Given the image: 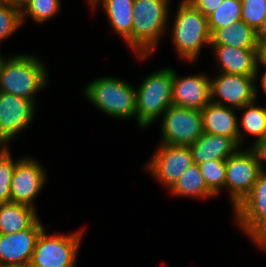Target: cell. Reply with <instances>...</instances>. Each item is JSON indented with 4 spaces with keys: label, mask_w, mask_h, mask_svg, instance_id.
I'll list each match as a JSON object with an SVG mask.
<instances>
[{
    "label": "cell",
    "mask_w": 266,
    "mask_h": 267,
    "mask_svg": "<svg viewBox=\"0 0 266 267\" xmlns=\"http://www.w3.org/2000/svg\"><path fill=\"white\" fill-rule=\"evenodd\" d=\"M10 152L8 146L0 148V203L11 202L10 183L18 160Z\"/></svg>",
    "instance_id": "28"
},
{
    "label": "cell",
    "mask_w": 266,
    "mask_h": 267,
    "mask_svg": "<svg viewBox=\"0 0 266 267\" xmlns=\"http://www.w3.org/2000/svg\"><path fill=\"white\" fill-rule=\"evenodd\" d=\"M89 6H92L97 0H86Z\"/></svg>",
    "instance_id": "38"
},
{
    "label": "cell",
    "mask_w": 266,
    "mask_h": 267,
    "mask_svg": "<svg viewBox=\"0 0 266 267\" xmlns=\"http://www.w3.org/2000/svg\"><path fill=\"white\" fill-rule=\"evenodd\" d=\"M189 147L194 164L207 160H226L240 148L232 138L205 132Z\"/></svg>",
    "instance_id": "18"
},
{
    "label": "cell",
    "mask_w": 266,
    "mask_h": 267,
    "mask_svg": "<svg viewBox=\"0 0 266 267\" xmlns=\"http://www.w3.org/2000/svg\"><path fill=\"white\" fill-rule=\"evenodd\" d=\"M256 83L255 76L218 72L215 77H210L211 101L235 109L242 108L258 98Z\"/></svg>",
    "instance_id": "10"
},
{
    "label": "cell",
    "mask_w": 266,
    "mask_h": 267,
    "mask_svg": "<svg viewBox=\"0 0 266 267\" xmlns=\"http://www.w3.org/2000/svg\"><path fill=\"white\" fill-rule=\"evenodd\" d=\"M44 228L39 218L26 230L0 233V267L29 265L36 241Z\"/></svg>",
    "instance_id": "14"
},
{
    "label": "cell",
    "mask_w": 266,
    "mask_h": 267,
    "mask_svg": "<svg viewBox=\"0 0 266 267\" xmlns=\"http://www.w3.org/2000/svg\"><path fill=\"white\" fill-rule=\"evenodd\" d=\"M177 7L172 24V40L178 57L191 63L204 46H210L208 20L186 0H181Z\"/></svg>",
    "instance_id": "4"
},
{
    "label": "cell",
    "mask_w": 266,
    "mask_h": 267,
    "mask_svg": "<svg viewBox=\"0 0 266 267\" xmlns=\"http://www.w3.org/2000/svg\"><path fill=\"white\" fill-rule=\"evenodd\" d=\"M211 102L210 76H179L173 69L172 105L202 110Z\"/></svg>",
    "instance_id": "15"
},
{
    "label": "cell",
    "mask_w": 266,
    "mask_h": 267,
    "mask_svg": "<svg viewBox=\"0 0 266 267\" xmlns=\"http://www.w3.org/2000/svg\"><path fill=\"white\" fill-rule=\"evenodd\" d=\"M102 5L108 22L132 50V26L134 0H97L91 8Z\"/></svg>",
    "instance_id": "19"
},
{
    "label": "cell",
    "mask_w": 266,
    "mask_h": 267,
    "mask_svg": "<svg viewBox=\"0 0 266 267\" xmlns=\"http://www.w3.org/2000/svg\"><path fill=\"white\" fill-rule=\"evenodd\" d=\"M262 67H264V73L263 75L261 76V87L263 89V92L266 94V65H261Z\"/></svg>",
    "instance_id": "34"
},
{
    "label": "cell",
    "mask_w": 266,
    "mask_h": 267,
    "mask_svg": "<svg viewBox=\"0 0 266 267\" xmlns=\"http://www.w3.org/2000/svg\"><path fill=\"white\" fill-rule=\"evenodd\" d=\"M195 9H198L204 16L213 13L223 2V0H186Z\"/></svg>",
    "instance_id": "30"
},
{
    "label": "cell",
    "mask_w": 266,
    "mask_h": 267,
    "mask_svg": "<svg viewBox=\"0 0 266 267\" xmlns=\"http://www.w3.org/2000/svg\"><path fill=\"white\" fill-rule=\"evenodd\" d=\"M256 156L257 162L262 171L264 169V162L266 163V137L257 142L252 143V146L249 147Z\"/></svg>",
    "instance_id": "31"
},
{
    "label": "cell",
    "mask_w": 266,
    "mask_h": 267,
    "mask_svg": "<svg viewBox=\"0 0 266 267\" xmlns=\"http://www.w3.org/2000/svg\"><path fill=\"white\" fill-rule=\"evenodd\" d=\"M262 170L251 149L241 147L226 159L225 189L233 209L250 193Z\"/></svg>",
    "instance_id": "8"
},
{
    "label": "cell",
    "mask_w": 266,
    "mask_h": 267,
    "mask_svg": "<svg viewBox=\"0 0 266 267\" xmlns=\"http://www.w3.org/2000/svg\"><path fill=\"white\" fill-rule=\"evenodd\" d=\"M39 219L36 208L8 202L0 203V233L10 234L30 228Z\"/></svg>",
    "instance_id": "20"
},
{
    "label": "cell",
    "mask_w": 266,
    "mask_h": 267,
    "mask_svg": "<svg viewBox=\"0 0 266 267\" xmlns=\"http://www.w3.org/2000/svg\"><path fill=\"white\" fill-rule=\"evenodd\" d=\"M193 164L189 146L159 145L145 169L170 190L179 177Z\"/></svg>",
    "instance_id": "11"
},
{
    "label": "cell",
    "mask_w": 266,
    "mask_h": 267,
    "mask_svg": "<svg viewBox=\"0 0 266 267\" xmlns=\"http://www.w3.org/2000/svg\"><path fill=\"white\" fill-rule=\"evenodd\" d=\"M234 212L236 225L253 243L266 231V171L261 172Z\"/></svg>",
    "instance_id": "9"
},
{
    "label": "cell",
    "mask_w": 266,
    "mask_h": 267,
    "mask_svg": "<svg viewBox=\"0 0 266 267\" xmlns=\"http://www.w3.org/2000/svg\"><path fill=\"white\" fill-rule=\"evenodd\" d=\"M214 102L207 104L202 110L203 130L211 135H222L232 138L239 145L237 110Z\"/></svg>",
    "instance_id": "17"
},
{
    "label": "cell",
    "mask_w": 266,
    "mask_h": 267,
    "mask_svg": "<svg viewBox=\"0 0 266 267\" xmlns=\"http://www.w3.org/2000/svg\"><path fill=\"white\" fill-rule=\"evenodd\" d=\"M46 65L28 54L2 57L0 61V92L24 97L36 103V94L48 83Z\"/></svg>",
    "instance_id": "2"
},
{
    "label": "cell",
    "mask_w": 266,
    "mask_h": 267,
    "mask_svg": "<svg viewBox=\"0 0 266 267\" xmlns=\"http://www.w3.org/2000/svg\"><path fill=\"white\" fill-rule=\"evenodd\" d=\"M257 41H266V17L263 20L261 27L256 32Z\"/></svg>",
    "instance_id": "33"
},
{
    "label": "cell",
    "mask_w": 266,
    "mask_h": 267,
    "mask_svg": "<svg viewBox=\"0 0 266 267\" xmlns=\"http://www.w3.org/2000/svg\"><path fill=\"white\" fill-rule=\"evenodd\" d=\"M35 104L27 98L0 92V144L2 146H8L12 139L30 127L36 112Z\"/></svg>",
    "instance_id": "12"
},
{
    "label": "cell",
    "mask_w": 266,
    "mask_h": 267,
    "mask_svg": "<svg viewBox=\"0 0 266 267\" xmlns=\"http://www.w3.org/2000/svg\"><path fill=\"white\" fill-rule=\"evenodd\" d=\"M257 246L266 251V236L257 244Z\"/></svg>",
    "instance_id": "36"
},
{
    "label": "cell",
    "mask_w": 266,
    "mask_h": 267,
    "mask_svg": "<svg viewBox=\"0 0 266 267\" xmlns=\"http://www.w3.org/2000/svg\"><path fill=\"white\" fill-rule=\"evenodd\" d=\"M170 0H134L132 51L142 60L155 53L169 26Z\"/></svg>",
    "instance_id": "1"
},
{
    "label": "cell",
    "mask_w": 266,
    "mask_h": 267,
    "mask_svg": "<svg viewBox=\"0 0 266 267\" xmlns=\"http://www.w3.org/2000/svg\"><path fill=\"white\" fill-rule=\"evenodd\" d=\"M241 8V0H223L222 4L207 16L210 33L241 21Z\"/></svg>",
    "instance_id": "24"
},
{
    "label": "cell",
    "mask_w": 266,
    "mask_h": 267,
    "mask_svg": "<svg viewBox=\"0 0 266 267\" xmlns=\"http://www.w3.org/2000/svg\"><path fill=\"white\" fill-rule=\"evenodd\" d=\"M169 192L173 196L183 198L204 199L215 197L205 184L199 165L194 163L179 177Z\"/></svg>",
    "instance_id": "22"
},
{
    "label": "cell",
    "mask_w": 266,
    "mask_h": 267,
    "mask_svg": "<svg viewBox=\"0 0 266 267\" xmlns=\"http://www.w3.org/2000/svg\"><path fill=\"white\" fill-rule=\"evenodd\" d=\"M210 45H226L243 49H257L256 31L244 21L219 28L211 34Z\"/></svg>",
    "instance_id": "21"
},
{
    "label": "cell",
    "mask_w": 266,
    "mask_h": 267,
    "mask_svg": "<svg viewBox=\"0 0 266 267\" xmlns=\"http://www.w3.org/2000/svg\"><path fill=\"white\" fill-rule=\"evenodd\" d=\"M84 229L49 235L44 228L35 244L30 267H75Z\"/></svg>",
    "instance_id": "6"
},
{
    "label": "cell",
    "mask_w": 266,
    "mask_h": 267,
    "mask_svg": "<svg viewBox=\"0 0 266 267\" xmlns=\"http://www.w3.org/2000/svg\"><path fill=\"white\" fill-rule=\"evenodd\" d=\"M1 53H2V52H0V61H1V59H2V56H3Z\"/></svg>",
    "instance_id": "40"
},
{
    "label": "cell",
    "mask_w": 266,
    "mask_h": 267,
    "mask_svg": "<svg viewBox=\"0 0 266 267\" xmlns=\"http://www.w3.org/2000/svg\"><path fill=\"white\" fill-rule=\"evenodd\" d=\"M135 88L118 77L104 76L87 83L83 93L105 115L127 120L136 118Z\"/></svg>",
    "instance_id": "3"
},
{
    "label": "cell",
    "mask_w": 266,
    "mask_h": 267,
    "mask_svg": "<svg viewBox=\"0 0 266 267\" xmlns=\"http://www.w3.org/2000/svg\"><path fill=\"white\" fill-rule=\"evenodd\" d=\"M257 58L258 63L256 67V75L255 78L257 80L258 76L260 75V65H266V41H257Z\"/></svg>",
    "instance_id": "32"
},
{
    "label": "cell",
    "mask_w": 266,
    "mask_h": 267,
    "mask_svg": "<svg viewBox=\"0 0 266 267\" xmlns=\"http://www.w3.org/2000/svg\"><path fill=\"white\" fill-rule=\"evenodd\" d=\"M39 162L29 156L18 158L10 183L11 202L36 207L34 201L48 177Z\"/></svg>",
    "instance_id": "13"
},
{
    "label": "cell",
    "mask_w": 266,
    "mask_h": 267,
    "mask_svg": "<svg viewBox=\"0 0 266 267\" xmlns=\"http://www.w3.org/2000/svg\"><path fill=\"white\" fill-rule=\"evenodd\" d=\"M255 102L257 100L237 109L243 112L240 123L238 122L239 146L244 143L246 133L255 137V142L266 137V107H259ZM241 126L244 130H241Z\"/></svg>",
    "instance_id": "23"
},
{
    "label": "cell",
    "mask_w": 266,
    "mask_h": 267,
    "mask_svg": "<svg viewBox=\"0 0 266 267\" xmlns=\"http://www.w3.org/2000/svg\"><path fill=\"white\" fill-rule=\"evenodd\" d=\"M21 26V8L9 1L0 0V42L12 36Z\"/></svg>",
    "instance_id": "27"
},
{
    "label": "cell",
    "mask_w": 266,
    "mask_h": 267,
    "mask_svg": "<svg viewBox=\"0 0 266 267\" xmlns=\"http://www.w3.org/2000/svg\"><path fill=\"white\" fill-rule=\"evenodd\" d=\"M266 236V231L254 242L257 245Z\"/></svg>",
    "instance_id": "37"
},
{
    "label": "cell",
    "mask_w": 266,
    "mask_h": 267,
    "mask_svg": "<svg viewBox=\"0 0 266 267\" xmlns=\"http://www.w3.org/2000/svg\"><path fill=\"white\" fill-rule=\"evenodd\" d=\"M8 1L21 8L28 0H8Z\"/></svg>",
    "instance_id": "35"
},
{
    "label": "cell",
    "mask_w": 266,
    "mask_h": 267,
    "mask_svg": "<svg viewBox=\"0 0 266 267\" xmlns=\"http://www.w3.org/2000/svg\"><path fill=\"white\" fill-rule=\"evenodd\" d=\"M220 73L255 76L257 49H243L226 45H210Z\"/></svg>",
    "instance_id": "16"
},
{
    "label": "cell",
    "mask_w": 266,
    "mask_h": 267,
    "mask_svg": "<svg viewBox=\"0 0 266 267\" xmlns=\"http://www.w3.org/2000/svg\"><path fill=\"white\" fill-rule=\"evenodd\" d=\"M161 143L190 146L203 133L201 110L171 105L162 115Z\"/></svg>",
    "instance_id": "7"
},
{
    "label": "cell",
    "mask_w": 266,
    "mask_h": 267,
    "mask_svg": "<svg viewBox=\"0 0 266 267\" xmlns=\"http://www.w3.org/2000/svg\"><path fill=\"white\" fill-rule=\"evenodd\" d=\"M198 165L208 189L218 196L225 188L226 160H207Z\"/></svg>",
    "instance_id": "26"
},
{
    "label": "cell",
    "mask_w": 266,
    "mask_h": 267,
    "mask_svg": "<svg viewBox=\"0 0 266 267\" xmlns=\"http://www.w3.org/2000/svg\"><path fill=\"white\" fill-rule=\"evenodd\" d=\"M241 17L256 32L266 17V0H241Z\"/></svg>",
    "instance_id": "29"
},
{
    "label": "cell",
    "mask_w": 266,
    "mask_h": 267,
    "mask_svg": "<svg viewBox=\"0 0 266 267\" xmlns=\"http://www.w3.org/2000/svg\"><path fill=\"white\" fill-rule=\"evenodd\" d=\"M6 267H30L29 265H14V266H6Z\"/></svg>",
    "instance_id": "39"
},
{
    "label": "cell",
    "mask_w": 266,
    "mask_h": 267,
    "mask_svg": "<svg viewBox=\"0 0 266 267\" xmlns=\"http://www.w3.org/2000/svg\"><path fill=\"white\" fill-rule=\"evenodd\" d=\"M173 69L161 68L147 75L136 89V122L149 127L172 105Z\"/></svg>",
    "instance_id": "5"
},
{
    "label": "cell",
    "mask_w": 266,
    "mask_h": 267,
    "mask_svg": "<svg viewBox=\"0 0 266 267\" xmlns=\"http://www.w3.org/2000/svg\"><path fill=\"white\" fill-rule=\"evenodd\" d=\"M61 0H28L21 7L22 24L27 16L39 24L55 17L61 10Z\"/></svg>",
    "instance_id": "25"
}]
</instances>
